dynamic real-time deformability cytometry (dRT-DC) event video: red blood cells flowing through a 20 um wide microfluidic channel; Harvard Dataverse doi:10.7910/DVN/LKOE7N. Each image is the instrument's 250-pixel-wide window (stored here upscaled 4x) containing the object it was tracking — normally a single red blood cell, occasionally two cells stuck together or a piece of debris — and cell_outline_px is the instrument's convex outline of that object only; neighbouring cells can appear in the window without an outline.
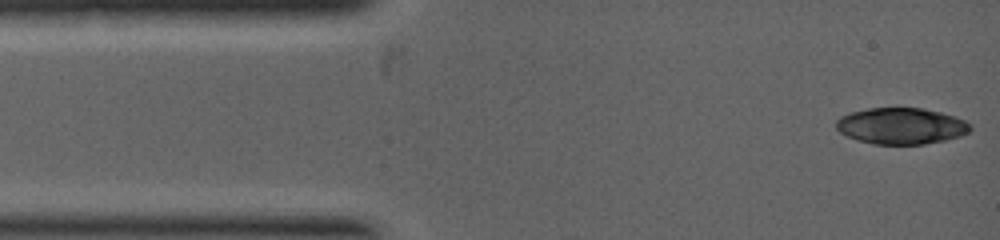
{"species": "common noctule bat (a hibernating species)", "species_latin": "Nyctalus noctula", "temperature_condition": "warm", "stored_images_in_passage": 4, "camera_frame_rate_fps": 5000, "um_per_image_px": 0.085, "animal": {"sex": "female", "body_mass_g": 19.0, "forearm_length_mm": 53.3}, "frame": {"image": 1, "passage_image": 1, "time_ms": 0.0, "image_size_px": [1000, 240], "cell_outline_px": [[972, 128], [968, 132], [960, 136], [944, 140], [924, 144], [872, 144], [856, 140], [840, 132], [836, 128], [836, 120], [840, 116], [848, 112], [868, 108], [924, 108], [956, 116], [972, 124]], "centroid_in_image_um": [76.59, 10.7], "position_along_channel_um": 8.4, "area_um2": 28.61}}
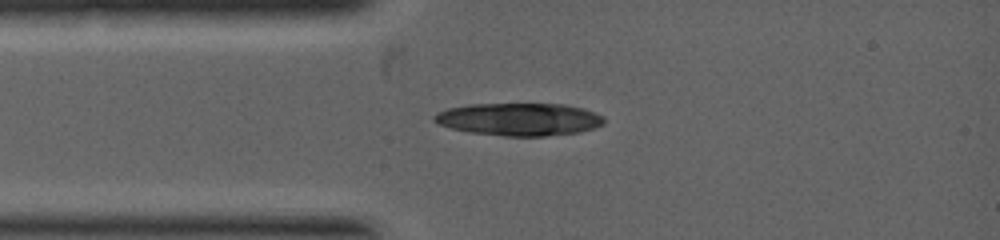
{"frame": {"image": 2, "passage_image": 4, "time_ms": 1.4, "image_size_px": [1000, 240], "cell_outline_px": [[604, 124], [592, 128], [576, 132], [544, 136], [504, 136], [468, 132], [452, 128], [440, 124], [432, 120], [432, 116], [436, 112], [448, 108], [468, 104], [564, 104], [584, 108], [596, 112], [604, 116]], "centroid_in_image_um": [44.11, 10.13], "position_along_channel_um": 40.9, "area_um2": 32.37}}